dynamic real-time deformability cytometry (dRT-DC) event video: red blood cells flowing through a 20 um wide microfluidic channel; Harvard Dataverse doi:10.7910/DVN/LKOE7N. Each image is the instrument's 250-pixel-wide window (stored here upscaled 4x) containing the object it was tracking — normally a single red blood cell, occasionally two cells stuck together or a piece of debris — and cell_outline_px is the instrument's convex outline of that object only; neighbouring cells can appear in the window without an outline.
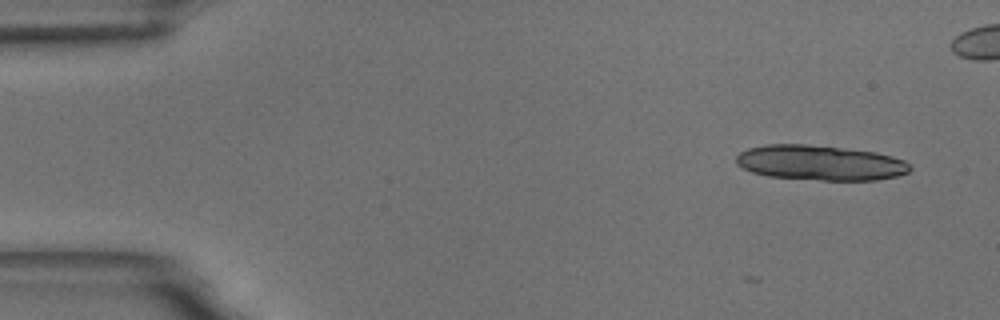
{"species": "common noctule bat (a hibernating species)", "species_latin": "Nyctalus noctula", "temperature_condition": "room temperature", "stored_images_in_passage": 2, "camera_frame_rate_fps": 3000, "um_per_image_px": 0.085, "animal": {"sex": "male", "body_mass_g": 18.8}, "frame": {"image": 1, "passage_image": 2, "time_ms": 0.333, "image_size_px": [1000, 320], "cell_outline_px": [[912, 168], [908, 172], [896, 176], [876, 180], [820, 180], [768, 176], [752, 172], [736, 164], [736, 156], [740, 152], [748, 148], [764, 144], [804, 144], [876, 152], [892, 156], [904, 160]], "centroid_in_image_um": [69.69, 13.83], "position_along_channel_um": 15.3, "area_um2": 35.37}}